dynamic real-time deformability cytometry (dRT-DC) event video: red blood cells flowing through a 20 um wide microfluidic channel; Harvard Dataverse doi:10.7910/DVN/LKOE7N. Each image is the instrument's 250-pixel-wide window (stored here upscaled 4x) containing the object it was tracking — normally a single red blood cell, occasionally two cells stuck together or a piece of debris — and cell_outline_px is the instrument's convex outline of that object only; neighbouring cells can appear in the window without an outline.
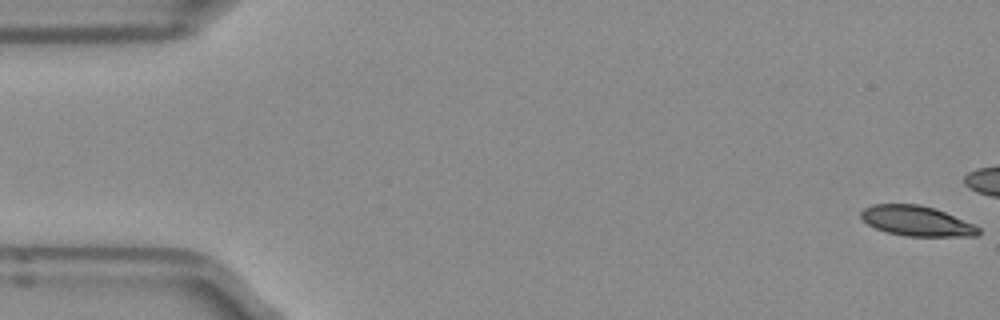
{"species": "Egyptian fruit bat (a non-hibernating species)", "species_latin": "Rousettus aegyptiacus", "temperature_condition": "room temperature", "stored_images_in_passage": 16, "camera_frame_rate_fps": 3000, "um_per_image_px": 0.085, "frame": {"image": 1, "passage_image": 1, "time_ms": 0.0, "image_size_px": [1000, 320], "cell_outline_px": [[980, 232], [976, 236], [904, 236], [888, 232], [876, 228], [868, 224], [860, 216], [860, 212], [864, 208], [872, 204], [920, 204], [944, 212], [972, 224], [980, 228]], "centroid_in_image_um": [77.88, 18.78], "position_along_channel_um": 7.1, "area_um2": 20.35}}